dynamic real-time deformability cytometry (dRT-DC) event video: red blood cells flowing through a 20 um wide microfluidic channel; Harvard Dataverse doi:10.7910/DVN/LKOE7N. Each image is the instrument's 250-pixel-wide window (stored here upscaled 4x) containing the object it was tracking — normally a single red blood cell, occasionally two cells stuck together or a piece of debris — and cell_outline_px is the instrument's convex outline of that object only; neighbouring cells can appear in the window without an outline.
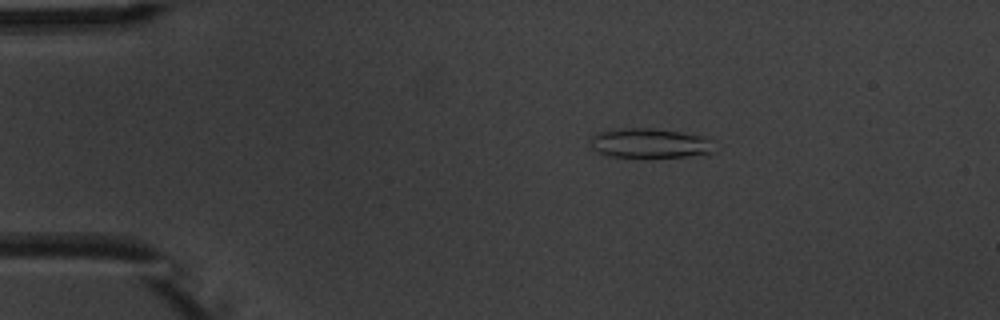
{"species": "common noctule bat (a hibernating species)", "species_latin": "Nyctalus noctula", "temperature_condition": "warm", "stored_images_in_passage": 9, "camera_frame_rate_fps": 3000, "um_per_image_px": 0.085, "animal": {"sex": "male", "body_mass_g": 20.1, "forearm_length_mm": 53.5}, "frame": {"image": 1, "passage_image": 3, "time_ms": 2.333, "image_size_px": [1000, 320], "cell_outline_px": [[712, 152], [704, 156], [644, 160], [608, 156], [596, 152], [592, 148], [588, 136], [600, 132], [624, 128], [652, 128], [680, 132], [704, 136], [712, 140]], "centroid_in_image_um": [55.23, 12.24], "position_along_channel_um": 29.8, "area_um2": 22.72}}
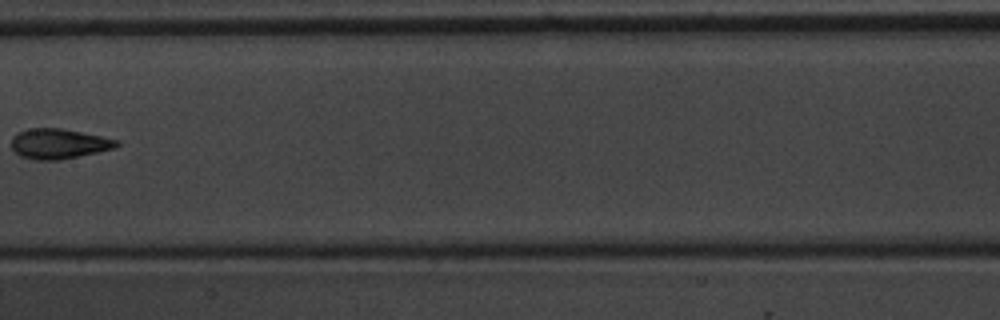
{"frame": {"image": 2, "passage_image": 8, "time_ms": 8.333, "image_size_px": [1000, 320], "cell_outline_px": [[120, 144], [116, 148], [60, 160], [36, 160], [20, 156], [12, 148], [12, 136], [28, 128], [64, 128], [120, 140]], "centroid_in_image_um": [5.03, 12.21], "position_along_channel_um": 202.4, "area_um2": 18.55}}
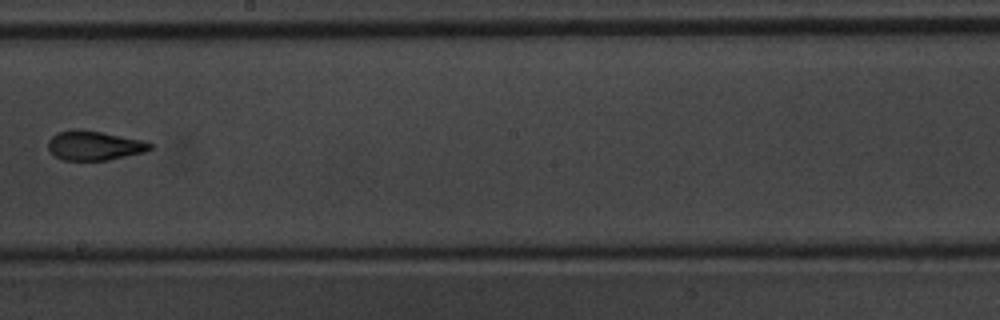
{"frame": {"image": 3, "passage_image": 9, "time_ms": 9.333, "image_size_px": [1000, 320], "cell_outline_px": [[156, 144], [152, 148], [144, 152], [108, 160], [60, 160], [48, 148], [48, 140], [56, 132], [72, 128], [76, 128], [100, 132], [144, 140]], "centroid_in_image_um": [8.02, 12.36], "position_along_channel_um": 240.2, "area_um2": 17.63}}